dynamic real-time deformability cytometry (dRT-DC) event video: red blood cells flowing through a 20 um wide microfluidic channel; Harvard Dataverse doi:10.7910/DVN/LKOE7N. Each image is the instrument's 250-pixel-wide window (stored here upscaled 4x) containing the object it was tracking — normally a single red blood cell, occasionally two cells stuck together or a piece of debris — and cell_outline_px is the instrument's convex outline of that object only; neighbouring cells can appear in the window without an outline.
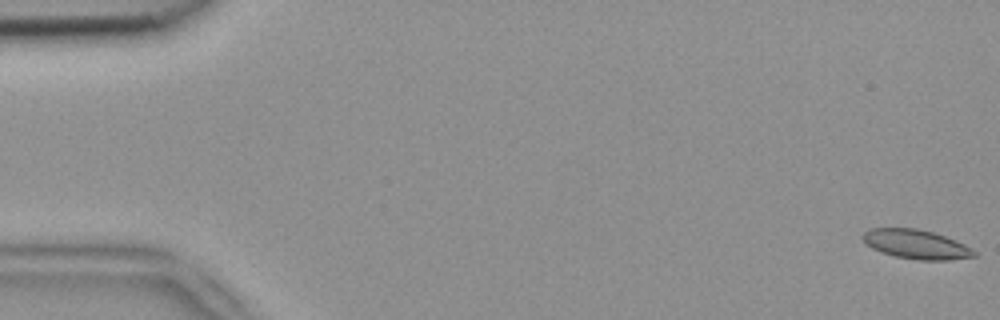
{"species": "common noctule bat (a hibernating species)", "species_latin": "Nyctalus noctula", "temperature_condition": "room temperature", "stored_images_in_passage": 54, "camera_frame_rate_fps": 3000, "um_per_image_px": 0.085, "animal": {"sex": "female", "body_mass_g": 18.4}, "frame": {"image": 1, "passage_image": 1, "time_ms": 0.0, "image_size_px": [1000, 320], "cell_outline_px": [[976, 256], [952, 260], [916, 260], [896, 256], [880, 252], [872, 248], [860, 236], [868, 228], [916, 228], [932, 232], [956, 240], [972, 248], [976, 252]], "centroid_in_image_um": [77.87, 20.76], "position_along_channel_um": 7.1, "area_um2": 19.02}}
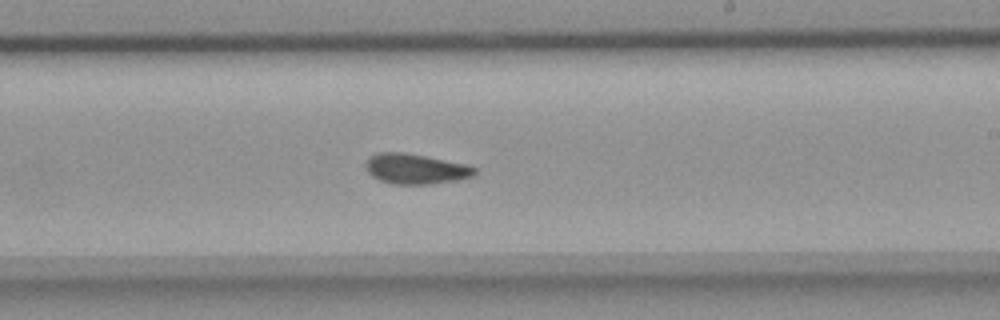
{"frame": {"image": 2, "passage_image": 32, "time_ms": 10.333, "image_size_px": [1000, 320], "cell_outline_px": [[476, 172], [472, 176], [460, 180], [432, 184], [392, 184], [380, 180], [372, 176], [368, 172], [364, 164], [368, 156], [376, 152], [404, 152], [468, 164], [476, 168]], "centroid_in_image_um": [35.31, 14.35], "position_along_channel_um": 253.7, "area_um2": 19.48}}
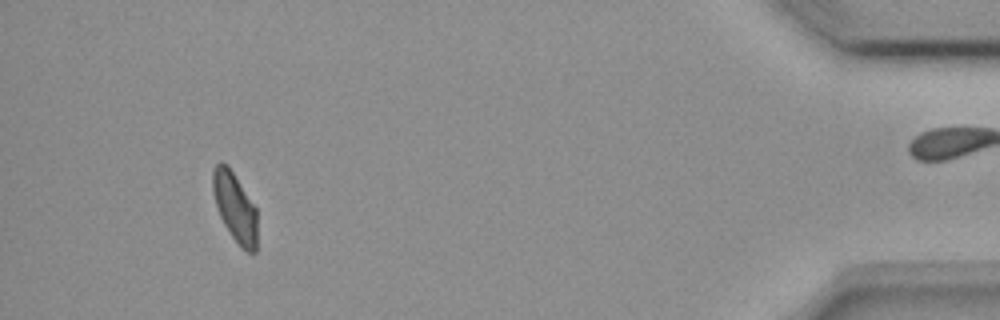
{"frame": {"image": 3, "passage_image": 50, "time_ms": 16.333, "image_size_px": [1000, 320], "cell_outline_px": [[256, 252], [248, 252], [240, 248], [224, 224], [220, 216], [216, 204], [212, 188], [212, 168], [220, 160], [228, 164], [256, 208]], "centroid_in_image_um": [19.95, 17.57], "position_along_channel_um": 415.3, "area_um2": 17.92}, "authors_computed_cell_mechanics": {"area_um2": 19.074, "velocity_mm_per_s": 3.813, "shape_relaxation_time_tau1_ms": null, "shape_relaxation_time_tau2_ms": 3.6312, "deformation_change_tau1": null, "deformation_change_tau2": 0.0797}}